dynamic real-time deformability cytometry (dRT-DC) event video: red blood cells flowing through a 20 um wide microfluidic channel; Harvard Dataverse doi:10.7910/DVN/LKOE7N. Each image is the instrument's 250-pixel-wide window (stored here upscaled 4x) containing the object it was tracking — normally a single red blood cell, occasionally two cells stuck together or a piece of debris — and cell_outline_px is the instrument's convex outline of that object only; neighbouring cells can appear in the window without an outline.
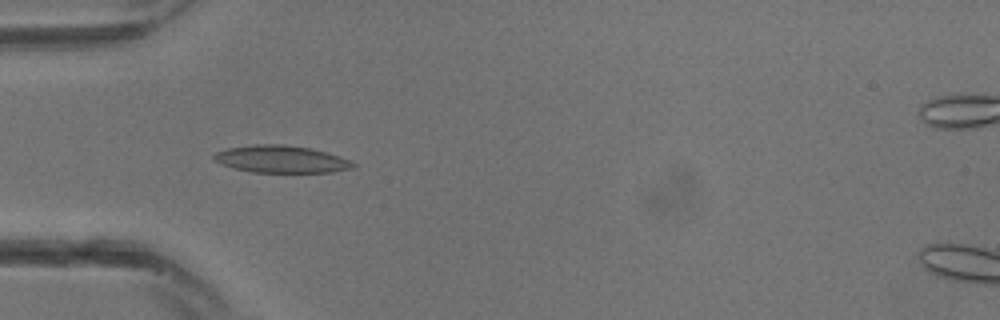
{"species": "common noctule bat (a hibernating species)", "species_latin": "Nyctalus noctula", "temperature_condition": "warm", "stored_images_in_passage": 29, "camera_frame_rate_fps": 3000, "um_per_image_px": 0.085, "animal": {"sex": "male", "body_mass_g": 13.3}, "frame": {"image": 1, "passage_image": 10, "time_ms": 3.0, "image_size_px": [1000, 320], "cell_outline_px": [[356, 168], [332, 172], [252, 172], [236, 168], [212, 160], [212, 156], [216, 152], [228, 148], [252, 144], [284, 144], [312, 148], [340, 156], [356, 164]], "centroid_in_image_um": [23.93, 13.52], "position_along_channel_um": 61.1, "area_um2": 22.14}}
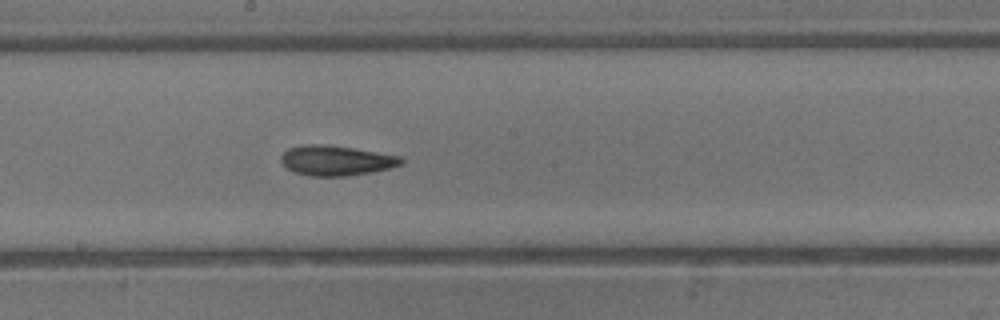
{"frame": {"image": 2, "passage_image": 17, "time_ms": 5.333, "image_size_px": [1000, 320], "cell_outline_px": [[404, 160], [400, 164], [388, 168], [372, 172], [348, 176], [312, 176], [296, 172], [288, 168], [280, 160], [280, 156], [288, 148], [304, 144], [324, 144], [352, 148], [400, 156]], "centroid_in_image_um": [28.54, 13.64], "position_along_channel_um": 219.7, "area_um2": 20.81}}
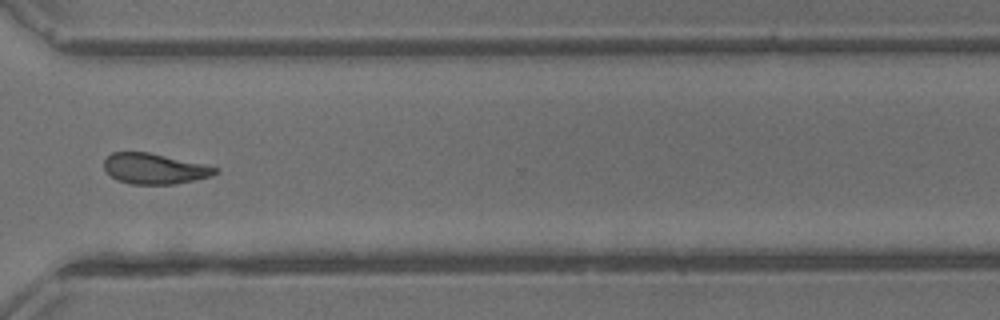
{"frame": {"image": 3, "passage_image": 23, "time_ms": 7.333, "image_size_px": [1000, 320], "cell_outline_px": [[220, 172], [212, 176], [172, 184], [132, 184], [116, 180], [104, 168], [104, 160], [112, 152], [148, 152], [220, 168]], "centroid_in_image_um": [13.13, 14.34], "position_along_channel_um": 357.5, "area_um2": 19.59}}